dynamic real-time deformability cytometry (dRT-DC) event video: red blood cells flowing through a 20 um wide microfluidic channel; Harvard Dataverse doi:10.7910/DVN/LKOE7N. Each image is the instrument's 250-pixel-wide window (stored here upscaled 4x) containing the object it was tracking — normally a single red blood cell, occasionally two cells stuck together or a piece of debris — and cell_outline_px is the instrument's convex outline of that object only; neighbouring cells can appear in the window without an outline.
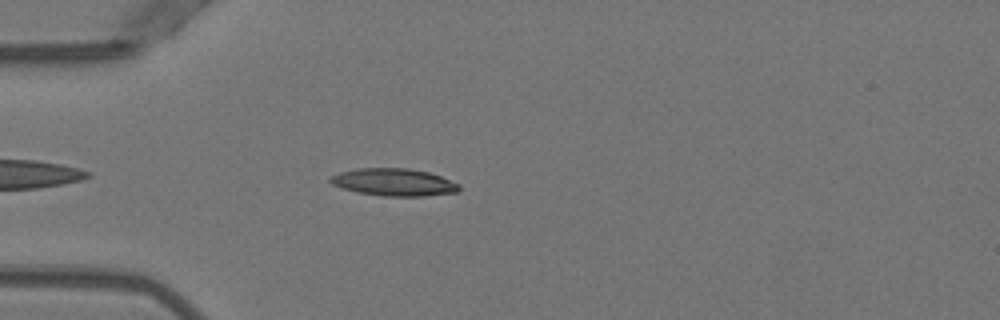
{"species": "Egyptian fruit bat (a non-hibernating species)", "species_latin": "Rousettus aegyptiacus", "temperature_condition": "warm", "stored_images_in_passage": 40, "camera_frame_rate_fps": 3000, "um_per_image_px": 0.085, "animal": {"sex": "female"}, "frame": {"image": 1, "passage_image": 4, "time_ms": 1.0, "image_size_px": [1000, 320], "cell_outline_px": [[460, 188], [456, 192], [424, 196], [384, 196], [356, 192], [332, 184], [328, 180], [328, 176], [340, 172], [356, 168], [408, 168], [428, 172], [440, 176], [460, 184]], "centroid_in_image_um": [33.45, 15.48], "position_along_channel_um": 51.6, "area_um2": 20.58}}
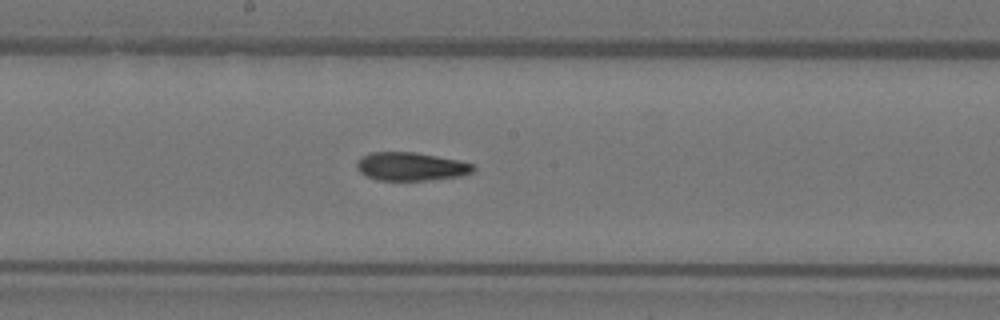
{"frame": {"image": 2, "passage_image": 17, "time_ms": 5.333, "image_size_px": [1000, 320], "cell_outline_px": [[476, 168], [472, 172], [460, 176], [432, 180], [376, 180], [360, 172], [356, 168], [356, 164], [368, 152], [416, 152], [460, 160], [476, 164]], "centroid_in_image_um": [34.98, 14.15], "position_along_channel_um": 213.2, "area_um2": 19.36}}
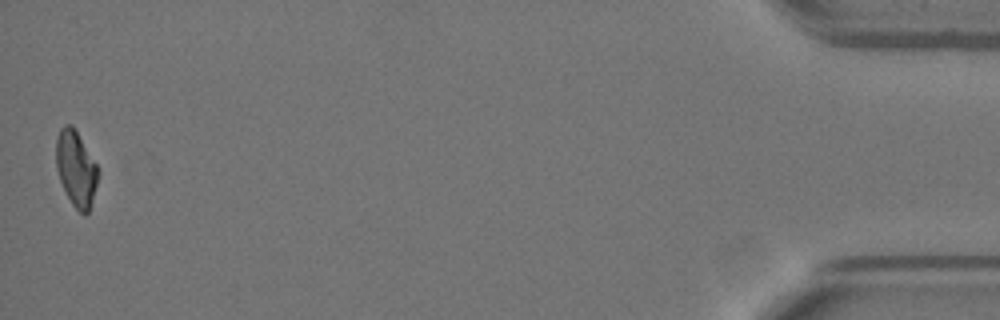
{"frame": {"image": 3, "passage_image": 40, "time_ms": 13.0, "image_size_px": [1000, 320], "cell_outline_px": [[100, 172], [92, 200], [88, 212], [84, 216], [72, 204], [60, 180], [56, 168], [56, 140], [60, 128], [64, 124], [72, 124], [96, 164]], "centroid_in_image_um": [6.46, 14.32], "position_along_channel_um": 428.7, "area_um2": 18.26}, "authors_computed_cell_mechanics": {"area_um2": 19.7387, "velocity_mm_per_s": 3.9892, "shape_relaxation_time_tau1_ms": 9.7115, "shape_relaxation_time_tau2_ms": 3.7531, "deformation_change_tau1": 0.2693, "deformation_change_tau2": 0.118}}